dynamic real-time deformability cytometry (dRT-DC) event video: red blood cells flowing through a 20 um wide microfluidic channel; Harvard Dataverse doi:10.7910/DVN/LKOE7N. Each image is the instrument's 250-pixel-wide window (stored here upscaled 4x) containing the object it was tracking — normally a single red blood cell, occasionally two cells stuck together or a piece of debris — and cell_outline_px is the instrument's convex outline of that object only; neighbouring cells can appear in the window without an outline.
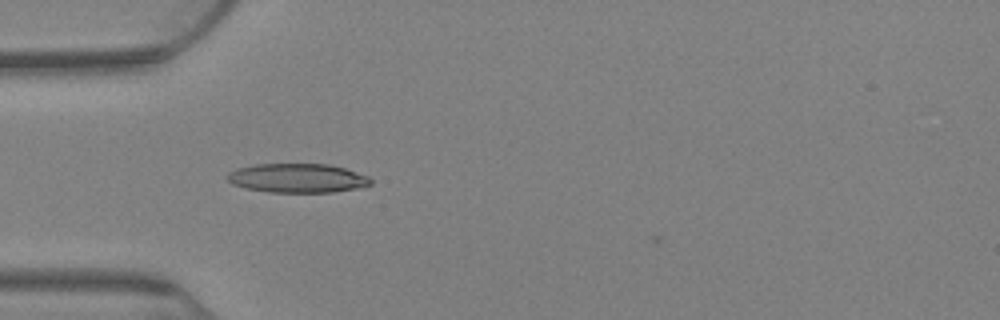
{"species": "Egyptian fruit bat (a non-hibernating species)", "species_latin": "Rousettus aegyptiacus", "temperature_condition": "warm", "stored_images_in_passage": 55, "camera_frame_rate_fps": 3000, "um_per_image_px": 0.085, "animal": {"sex": "female"}, "frame": {"image": 1, "passage_image": 2, "time_ms": 0.333, "image_size_px": [1000, 320], "cell_outline_px": [[372, 184], [356, 188], [332, 192], [268, 192], [248, 188], [232, 184], [224, 176], [228, 172], [236, 168], [256, 164], [328, 164], [344, 168], [368, 176], [372, 180]], "centroid_in_image_um": [25.25, 15.13], "position_along_channel_um": 59.8, "area_um2": 24.28}}
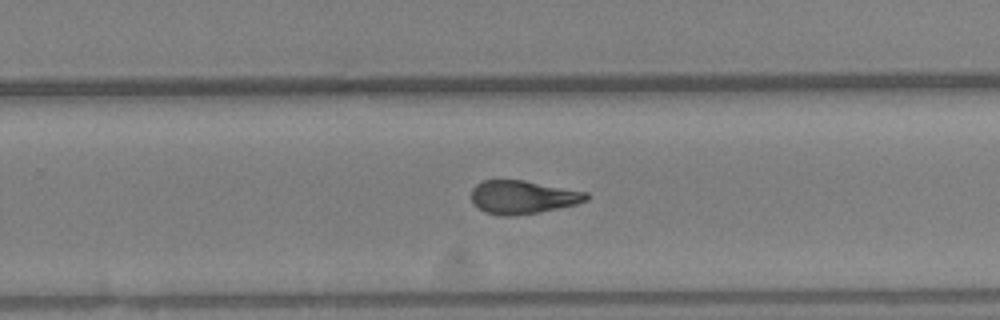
{"frame": {"image": 2, "passage_image": 28, "time_ms": 9.0, "image_size_px": [1000, 320], "cell_outline_px": [[588, 200], [576, 204], [540, 212], [512, 216], [504, 216], [484, 212], [472, 204], [472, 188], [476, 184], [484, 180], [524, 180], [588, 192]], "centroid_in_image_um": [44.42, 16.76], "position_along_channel_um": 285.4, "area_um2": 22.43}}
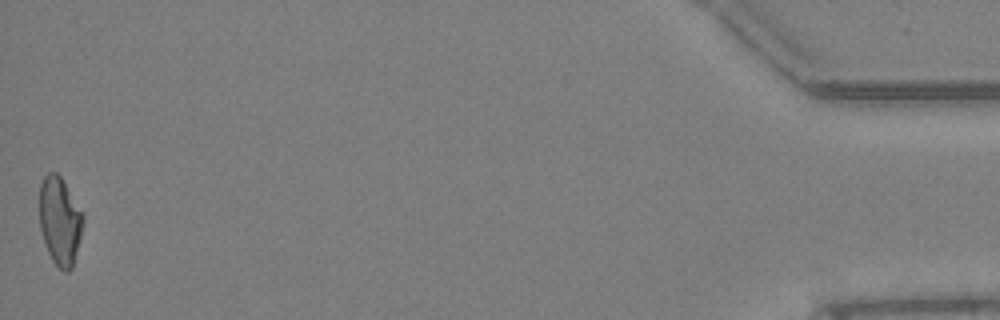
{"frame": {"image": 3, "passage_image": 55, "time_ms": 18.0, "image_size_px": [1000, 320], "cell_outline_px": [[84, 220], [72, 268], [68, 272], [64, 272], [52, 260], [44, 244], [40, 228], [40, 184], [44, 176], [48, 172], [56, 172], [60, 176], [84, 216]], "centroid_in_image_um": [5.07, 18.79], "position_along_channel_um": 430.1, "area_um2": 22.08}, "authors_computed_cell_mechanics": {"area_um2": 22.7154, "velocity_mm_per_s": 2.6517, "shape_relaxation_time_tau1_ms": null, "shape_relaxation_time_tau2_ms": 4.3269, "deformation_change_tau1": null, "deformation_change_tau2": 0.0942}}